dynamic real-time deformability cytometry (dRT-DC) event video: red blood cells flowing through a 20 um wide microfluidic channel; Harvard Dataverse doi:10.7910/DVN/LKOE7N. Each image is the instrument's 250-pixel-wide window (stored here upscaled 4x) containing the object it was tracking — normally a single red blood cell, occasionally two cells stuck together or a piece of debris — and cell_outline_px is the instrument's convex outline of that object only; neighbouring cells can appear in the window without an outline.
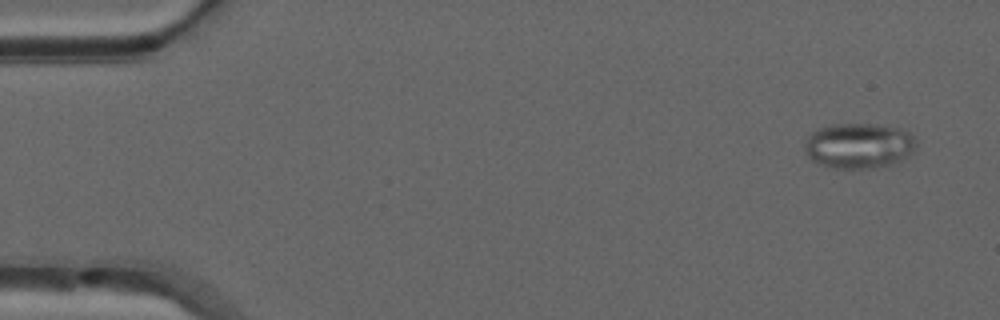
{"species": "common noctule bat (a hibernating species)", "species_latin": "Nyctalus noctula", "temperature_condition": "warm", "stored_images_in_passage": 51, "camera_frame_rate_fps": 3000, "um_per_image_px": 0.085, "animal": {"sex": "male", "forearm_length_mm": 52.5}, "frame": {"image": 1, "passage_image": 3, "time_ms": 0.667, "image_size_px": [1000, 320], "cell_outline_px": [[916, 144], [912, 152], [908, 156], [892, 164], [880, 168], [832, 168], [820, 164], [812, 160], [804, 152], [804, 144], [808, 136], [812, 132], [820, 128], [832, 124], [876, 124], [900, 128], [908, 132], [912, 136]], "centroid_in_image_um": [72.98, 12.39], "position_along_channel_um": 12.0, "area_um2": 29.59}}
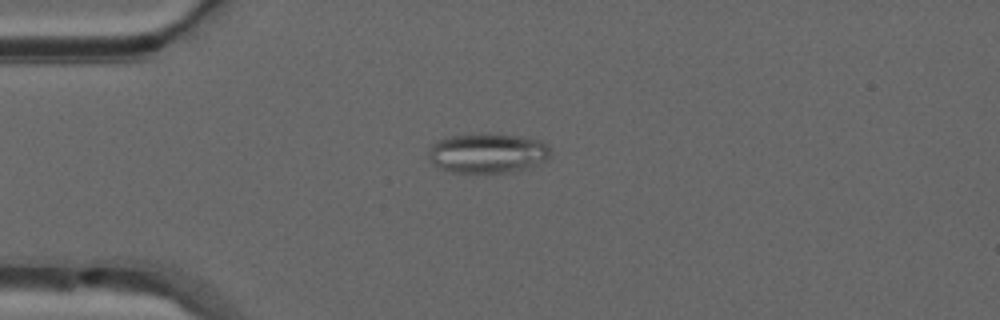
{"frame": {"image": 2, "passage_image": 13, "time_ms": 4.0, "image_size_px": [1000, 320], "cell_outline_px": [[552, 152], [544, 160], [528, 168], [508, 172], [452, 172], [440, 168], [432, 164], [428, 156], [428, 148], [436, 140], [452, 136], [484, 132], [488, 132], [520, 136], [540, 140], [548, 144], [552, 148]], "centroid_in_image_um": [41.43, 12.99], "position_along_channel_um": 43.6, "area_um2": 28.67}}
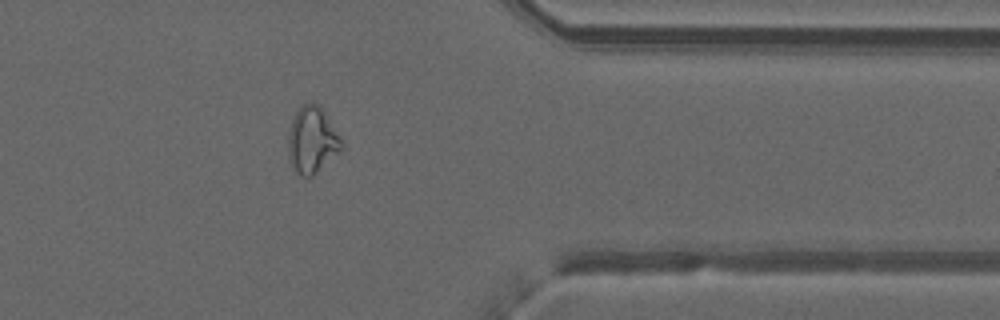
{"frame": {"image": 3, "passage_image": 41, "time_ms": 13.333, "image_size_px": [1000, 320], "cell_outline_px": [[344, 148], [340, 152], [312, 176], [300, 176], [292, 168], [288, 156], [288, 132], [292, 120], [296, 112], [304, 104], [312, 100], [320, 104], [344, 144]], "centroid_in_image_um": [26.53, 11.9], "position_along_channel_um": 384.9, "area_um2": 20.87}, "authors_computed_cell_mechanics": {"area_um2": 22.3686, "velocity_mm_per_s": 4.0513, "shape_relaxation_time_tau1_ms": null, "shape_relaxation_time_tau2_ms": 2.231, "deformation_change_tau1": null, "deformation_change_tau2": 0.1018}}